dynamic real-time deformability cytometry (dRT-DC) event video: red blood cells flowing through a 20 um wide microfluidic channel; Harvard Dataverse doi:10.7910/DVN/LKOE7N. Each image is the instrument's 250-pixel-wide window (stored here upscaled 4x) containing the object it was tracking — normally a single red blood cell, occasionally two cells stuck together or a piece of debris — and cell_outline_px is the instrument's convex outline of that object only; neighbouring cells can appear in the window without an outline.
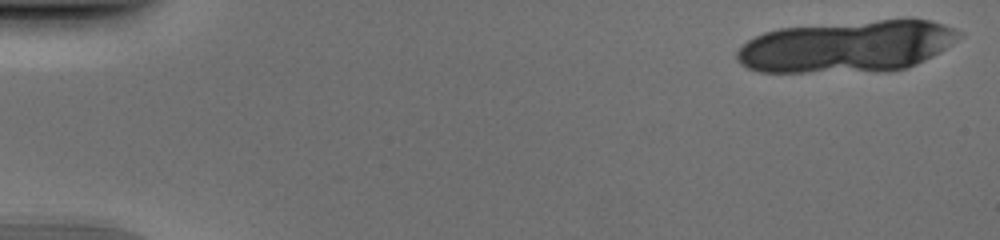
{"species": "human", "species_latin": "Homo sapiens", "temperature_condition": "cold", "stored_images_in_passage": 20, "segment_of_instrument_passage": [1, 2], "camera_frame_rate_fps": 3000, "um_per_image_px": 0.085, "donor": {"sex": "male"}, "frame": {"image": 1, "passage_image": 1, "time_ms": 0.0, "image_size_px": [1000, 240], "cell_outline_px": [[964, 36], [940, 52], [908, 68], [876, 72], [760, 72], [748, 68], [740, 64], [736, 60], [736, 52], [748, 40], [764, 32], [780, 28], [908, 16], [932, 20], [944, 24], [964, 32]], "centroid_in_image_um": [72.09, 3.92], "position_along_channel_um": 12.9, "area_um2": 68.67}}